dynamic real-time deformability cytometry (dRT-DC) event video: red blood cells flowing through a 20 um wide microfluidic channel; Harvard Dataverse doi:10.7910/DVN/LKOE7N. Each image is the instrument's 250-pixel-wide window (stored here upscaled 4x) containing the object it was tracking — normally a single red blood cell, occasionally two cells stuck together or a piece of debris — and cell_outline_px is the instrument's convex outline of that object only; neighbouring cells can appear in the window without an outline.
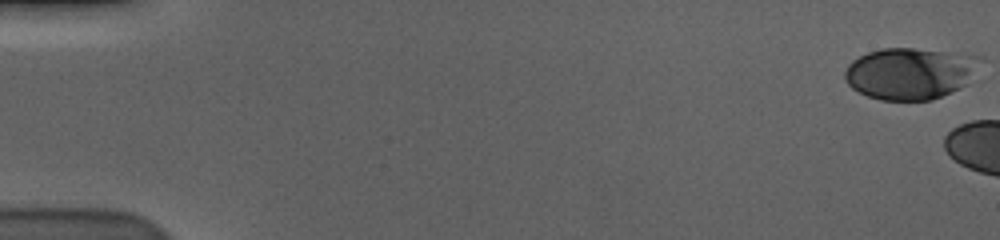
{"species": "human", "species_latin": "Homo sapiens", "temperature_condition": "cold", "stored_images_in_passage": 6, "camera_frame_rate_fps": 3000, "um_per_image_px": 0.085, "donor": {"sex": "male"}, "frame": {"image": 1, "passage_image": 1, "time_ms": 0.0, "image_size_px": [1000, 240], "cell_outline_px": [[984, 56], [968, 84], [960, 88], [932, 100], [880, 100], [868, 96], [852, 88], [844, 80], [844, 72], [848, 64], [852, 60], [868, 52], [884, 48], [912, 48]], "centroid_in_image_um": [77.37, 6.24], "position_along_channel_um": 7.6, "area_um2": 40.86}}